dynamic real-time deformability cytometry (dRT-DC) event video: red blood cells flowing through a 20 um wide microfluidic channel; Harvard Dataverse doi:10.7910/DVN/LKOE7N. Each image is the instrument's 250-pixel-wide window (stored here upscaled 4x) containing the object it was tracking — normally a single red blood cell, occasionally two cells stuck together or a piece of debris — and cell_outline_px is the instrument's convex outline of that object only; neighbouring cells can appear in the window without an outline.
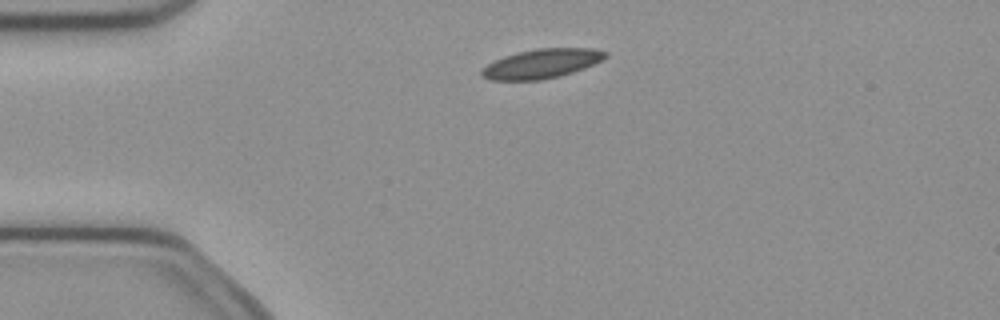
{"species": "common noctule bat (a hibernating species)", "species_latin": "Nyctalus noctula", "temperature_condition": "cold", "stored_images_in_passage": 2, "camera_frame_rate_fps": 3000, "um_per_image_px": 0.085, "animal": {"sex": "female", "body_mass_g": 21.9}, "frame": {"image": 1, "passage_image": 2, "time_ms": 0.333, "image_size_px": [1000, 320], "cell_outline_px": [[608, 56], [584, 68], [560, 76], [540, 80], [488, 80], [480, 76], [480, 72], [488, 64], [504, 56], [536, 48], [592, 48], [608, 52]], "centroid_in_image_um": [46.03, 5.41], "position_along_channel_um": 39.0, "area_um2": 20.98}}